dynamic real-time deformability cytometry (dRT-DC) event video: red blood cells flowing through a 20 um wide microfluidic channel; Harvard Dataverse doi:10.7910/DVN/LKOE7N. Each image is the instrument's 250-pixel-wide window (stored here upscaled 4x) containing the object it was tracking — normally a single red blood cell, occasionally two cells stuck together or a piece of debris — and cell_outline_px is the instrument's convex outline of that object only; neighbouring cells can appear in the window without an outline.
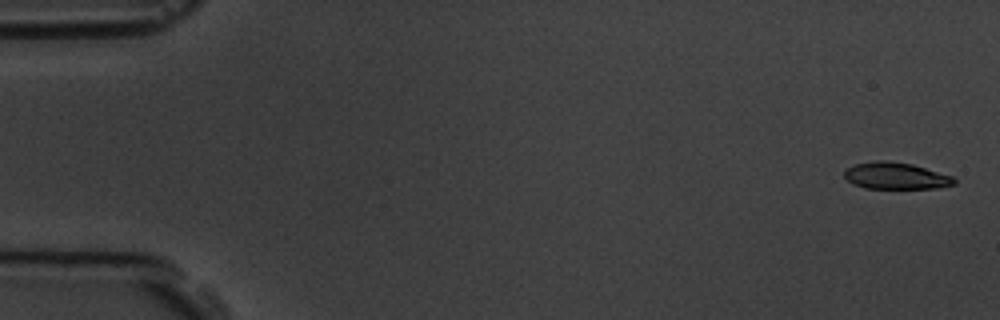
{"species": "common noctule bat (a hibernating species)", "species_latin": "Nyctalus noctula", "temperature_condition": "room temperature", "stored_images_in_passage": 6, "camera_frame_rate_fps": 3000, "um_per_image_px": 0.085, "animal": {"sex": "male", "body_mass_g": 19.5, "forearm_length_mm": 54.6}, "frame": {"image": 1, "passage_image": 1, "time_ms": 0.0, "image_size_px": [1000, 320], "cell_outline_px": [[956, 184], [940, 188], [864, 188], [852, 184], [844, 176], [844, 172], [848, 168], [856, 164], [876, 160], [880, 160], [912, 164], [952, 176], [956, 180]], "centroid_in_image_um": [76.15, 14.96], "position_along_channel_um": 8.8, "area_um2": 16.99}}
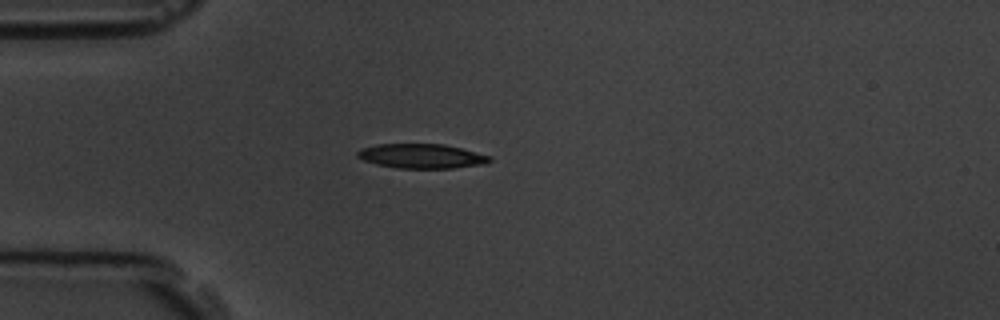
{"frame": {"image": 2, "passage_image": 5, "time_ms": 4.667, "image_size_px": [1000, 320], "cell_outline_px": [[492, 160], [484, 164], [452, 168], [396, 168], [376, 164], [364, 160], [356, 156], [356, 152], [360, 148], [376, 144], [444, 144], [492, 156]], "centroid_in_image_um": [35.81, 13.26], "position_along_channel_um": 49.2, "area_um2": 18.9}}